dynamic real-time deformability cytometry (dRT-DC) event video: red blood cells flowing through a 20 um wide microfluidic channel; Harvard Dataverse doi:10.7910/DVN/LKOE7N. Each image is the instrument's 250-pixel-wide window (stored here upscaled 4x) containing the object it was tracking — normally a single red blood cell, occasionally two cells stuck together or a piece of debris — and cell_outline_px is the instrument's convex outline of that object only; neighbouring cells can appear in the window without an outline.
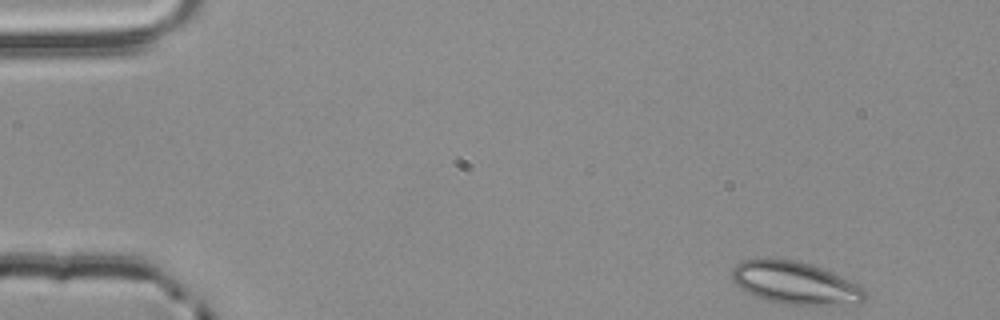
{"species": "common noctule bat (a hibernating species)", "species_latin": "Nyctalus noctula", "temperature_condition": "room temperature", "stored_images_in_passage": 51, "camera_frame_rate_fps": 3000, "um_per_image_px": 0.085, "animal": {"sex": "male", "body_mass_g": 20.4}, "frame": {"image": 1, "passage_image": 1, "time_ms": 0.0, "image_size_px": [1000, 320], "cell_outline_px": [[868, 292], [864, 300], [836, 304], [784, 304], [768, 300], [756, 296], [740, 288], [732, 280], [732, 268], [740, 260], [796, 260], [832, 272], [864, 288]], "centroid_in_image_um": [67.55, 24.05], "position_along_channel_um": 17.4, "area_um2": 32.02}}
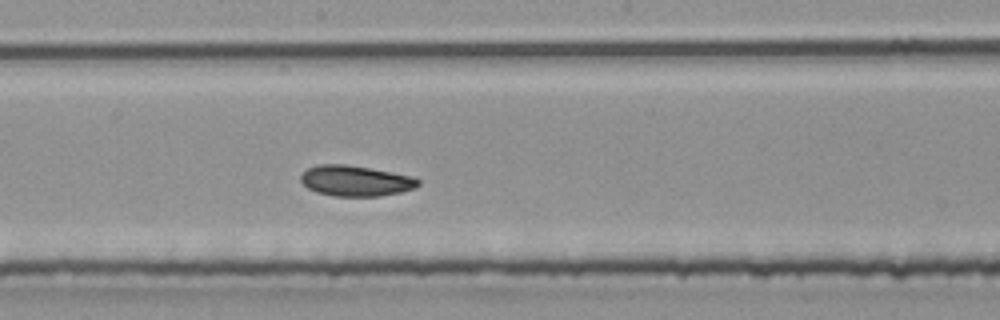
{"frame": {"image": 2, "passage_image": 26, "time_ms": 8.333, "image_size_px": [1000, 320], "cell_outline_px": [[420, 184], [416, 188], [400, 192], [380, 196], [332, 196], [316, 192], [308, 188], [300, 180], [300, 176], [308, 168], [316, 164], [344, 164], [368, 168], [412, 176], [420, 180]], "centroid_in_image_um": [30.22, 15.37], "position_along_channel_um": 218.0, "area_um2": 20.92}}
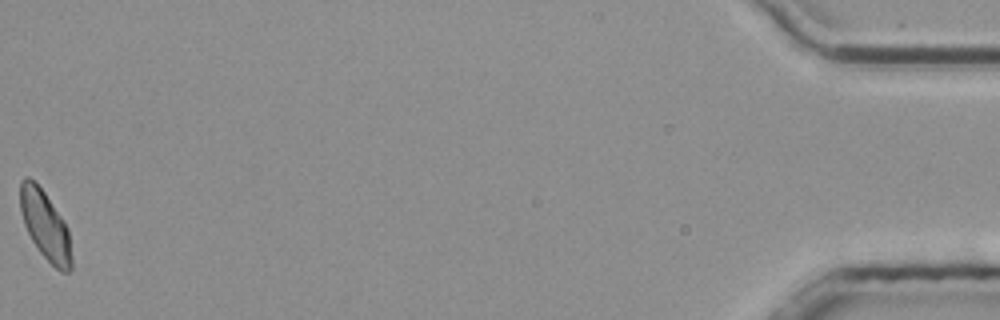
{"frame": {"image": 3, "passage_image": 51, "time_ms": 16.667, "image_size_px": [1000, 320], "cell_outline_px": [[72, 268], [68, 272], [60, 272], [40, 252], [32, 240], [24, 224], [20, 208], [20, 180], [24, 176], [28, 176], [44, 192], [68, 228], [72, 260]], "centroid_in_image_um": [3.84, 19.17], "position_along_channel_um": 431.4, "area_um2": 20.29}, "authors_computed_cell_mechanics": {"area_um2": 20.9814, "velocity_mm_per_s": 3.8222, "shape_relaxation_time_tau1_ms": 6.884, "shape_relaxation_time_tau2_ms": 4.317, "deformation_change_tau1": 0.1416, "deformation_change_tau2": 0.0798}}